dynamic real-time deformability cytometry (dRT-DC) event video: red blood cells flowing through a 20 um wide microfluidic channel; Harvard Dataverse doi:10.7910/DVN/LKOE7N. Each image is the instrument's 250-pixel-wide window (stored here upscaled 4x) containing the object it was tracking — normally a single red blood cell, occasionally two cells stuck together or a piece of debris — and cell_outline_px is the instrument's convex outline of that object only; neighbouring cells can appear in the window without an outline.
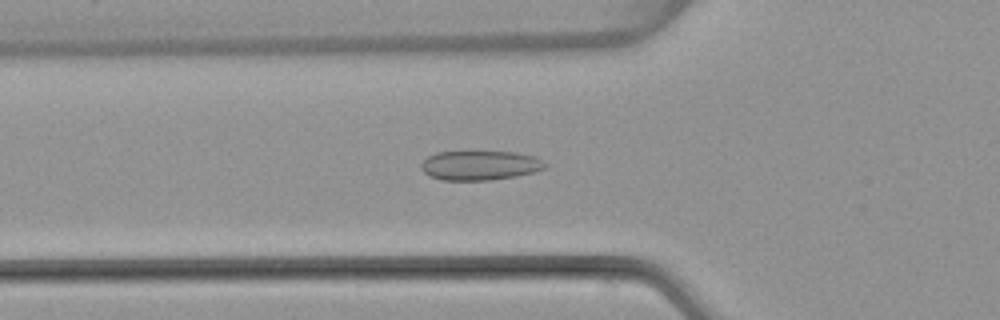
{"species": "common noctule bat (a hibernating species)", "species_latin": "Nyctalus noctula", "temperature_condition": "warm", "stored_images_in_passage": 52, "camera_frame_rate_fps": 3000, "um_per_image_px": 0.085, "animal": {"sex": "female", "body_mass_g": 22.7, "forearm_length_mm": 54.2}, "frame": {"image": 1, "passage_image": 18, "time_ms": 5.667, "image_size_px": [1000, 320], "cell_outline_px": [[548, 164], [544, 168], [532, 172], [516, 176], [488, 180], [444, 180], [428, 176], [424, 172], [420, 164], [428, 156], [436, 152], [516, 152], [536, 156]], "centroid_in_image_um": [40.79, 14.05], "position_along_channel_um": 85.0, "area_um2": 21.21}}
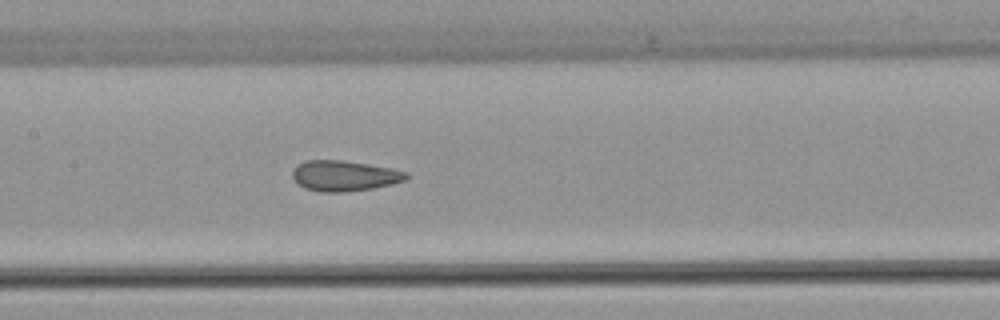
{"frame": {"image": 2, "passage_image": 25, "time_ms": 8.0, "image_size_px": [1000, 320], "cell_outline_px": [[412, 176], [404, 180], [392, 184], [372, 188], [340, 192], [320, 192], [304, 188], [292, 176], [292, 172], [300, 164], [308, 160], [340, 160], [368, 164], [392, 168], [408, 172]], "centroid_in_image_um": [29.33, 14.94], "position_along_channel_um": 178.1, "area_um2": 20.06}}
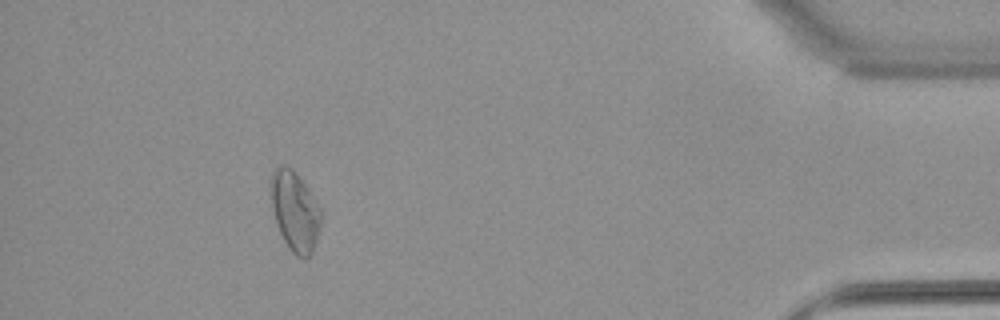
{"frame": {"image": 3, "passage_image": 47, "time_ms": 15.333, "image_size_px": [1000, 320], "cell_outline_px": [[320, 224], [316, 240], [312, 252], [308, 256], [296, 256], [288, 248], [276, 224], [268, 192], [268, 180], [272, 172], [280, 164], [284, 164], [292, 168], [304, 184], [320, 208]], "centroid_in_image_um": [24.99, 17.89], "position_along_channel_um": 410.2, "area_um2": 23.35}, "authors_computed_cell_mechanics": {"area_um2": 21.4149, "velocity_mm_per_s": 3.959, "shape_relaxation_time_tau1_ms": null, "shape_relaxation_time_tau2_ms": 1.86, "deformation_change_tau1": null, "deformation_change_tau2": 0.0871}}